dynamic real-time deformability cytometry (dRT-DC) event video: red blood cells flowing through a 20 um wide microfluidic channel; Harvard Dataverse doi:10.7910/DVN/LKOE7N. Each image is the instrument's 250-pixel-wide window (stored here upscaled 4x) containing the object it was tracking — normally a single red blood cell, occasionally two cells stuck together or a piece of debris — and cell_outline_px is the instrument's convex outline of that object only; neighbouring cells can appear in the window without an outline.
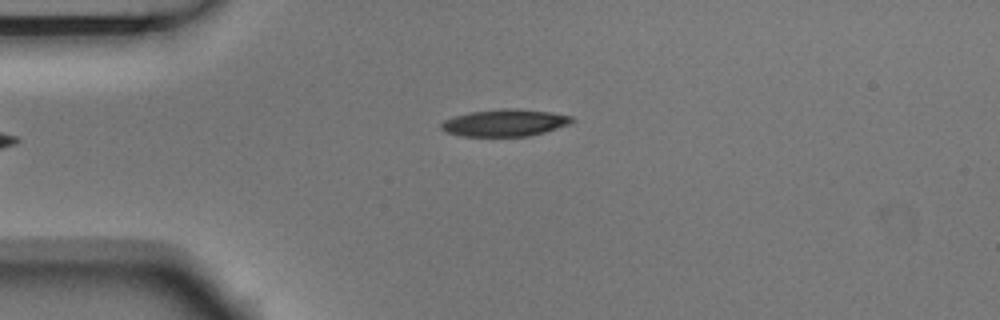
{"species": "Egyptian fruit bat (a non-hibernating species)", "species_latin": "Rousettus aegyptiacus", "temperature_condition": "room temperature", "stored_images_in_passage": 2, "camera_frame_rate_fps": 3000, "um_per_image_px": 0.085, "animal": {"sex": "male"}, "frame": {"image": 1, "passage_image": 1, "time_ms": 0.0, "image_size_px": [1000, 320], "cell_outline_px": [[576, 120], [568, 124], [544, 132], [528, 136], [460, 136], [444, 132], [440, 128], [440, 124], [444, 120], [456, 116], [472, 112], [504, 108], [512, 108], [548, 112], [572, 116]], "centroid_in_image_um": [42.88, 10.44], "position_along_channel_um": 42.1, "area_um2": 20.4}}